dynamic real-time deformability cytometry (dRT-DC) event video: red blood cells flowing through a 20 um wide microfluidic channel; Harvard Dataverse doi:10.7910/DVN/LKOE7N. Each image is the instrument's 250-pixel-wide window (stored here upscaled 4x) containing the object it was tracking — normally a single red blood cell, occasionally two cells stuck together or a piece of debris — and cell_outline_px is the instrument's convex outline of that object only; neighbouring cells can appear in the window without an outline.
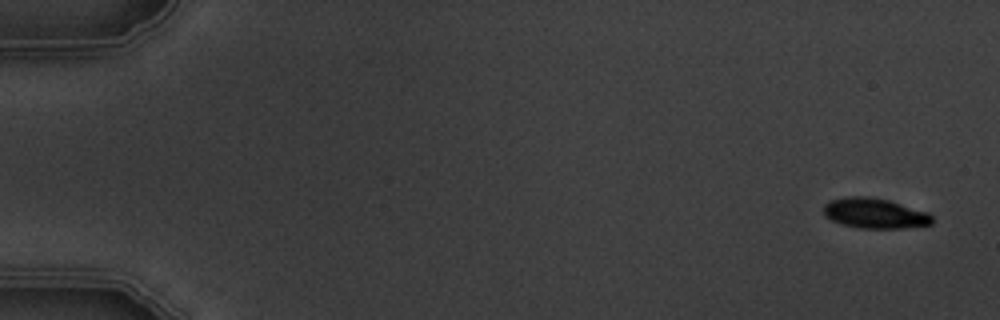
{"species": "common noctule bat (a hibernating species)", "species_latin": "Nyctalus noctula", "temperature_condition": "warm", "stored_images_in_passage": 5, "camera_frame_rate_fps": 3000, "um_per_image_px": 0.085, "animal": {"sex": "male", "body_mass_g": 19.5, "forearm_length_mm": 54.6}, "frame": {"image": 1, "passage_image": 1, "time_ms": 0.0, "image_size_px": [1000, 320], "cell_outline_px": [[932, 224], [904, 228], [860, 228], [840, 224], [824, 216], [824, 204], [832, 200], [844, 196], [868, 196], [888, 200], [928, 212], [932, 216]], "centroid_in_image_um": [74.33, 18.13], "position_along_channel_um": 10.7, "area_um2": 19.13}}
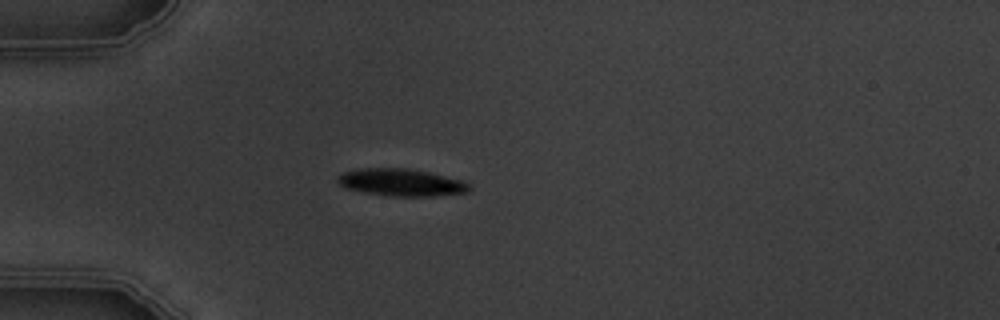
{"frame": {"image": 2, "passage_image": 5, "time_ms": 4.667, "image_size_px": [1000, 320], "cell_outline_px": [[472, 188], [468, 192], [432, 196], [392, 196], [364, 192], [344, 188], [336, 180], [336, 176], [344, 172], [356, 168], [408, 168], [428, 172], [460, 180], [468, 184]], "centroid_in_image_um": [34.05, 15.5], "position_along_channel_um": 51.0, "area_um2": 20.87}}